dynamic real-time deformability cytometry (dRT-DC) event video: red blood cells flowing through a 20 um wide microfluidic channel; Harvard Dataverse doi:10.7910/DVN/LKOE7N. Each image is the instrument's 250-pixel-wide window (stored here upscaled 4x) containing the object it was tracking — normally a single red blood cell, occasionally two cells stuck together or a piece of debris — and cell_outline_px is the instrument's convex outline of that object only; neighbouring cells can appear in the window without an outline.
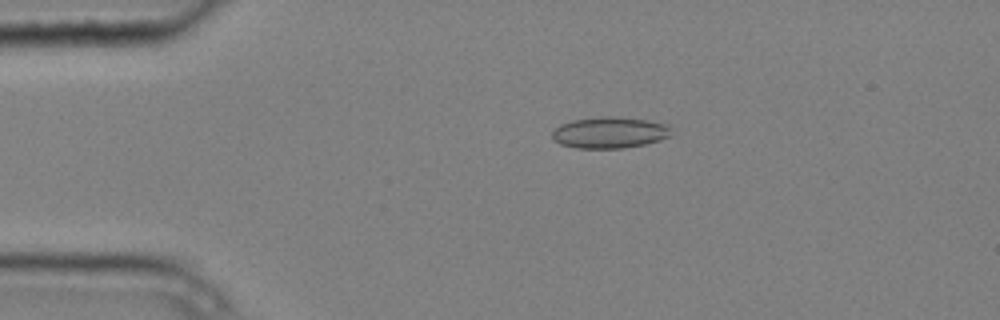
{"species": "common noctule bat (a hibernating species)", "species_latin": "Nyctalus noctula", "temperature_condition": "cold", "stored_images_in_passage": 6, "camera_frame_rate_fps": 3000, "um_per_image_px": 0.085, "animal": {"sex": "male", "body_mass_g": 20.4}, "frame": {"image": 1, "passage_image": 3, "time_ms": 0.667, "image_size_px": [1000, 320], "cell_outline_px": [[672, 136], [660, 140], [644, 144], [624, 148], [576, 148], [560, 144], [552, 140], [552, 132], [560, 124], [572, 120], [600, 116], [612, 116], [644, 120], [668, 124]], "centroid_in_image_um": [51.8, 11.27], "position_along_channel_um": 33.2, "area_um2": 21.79}}
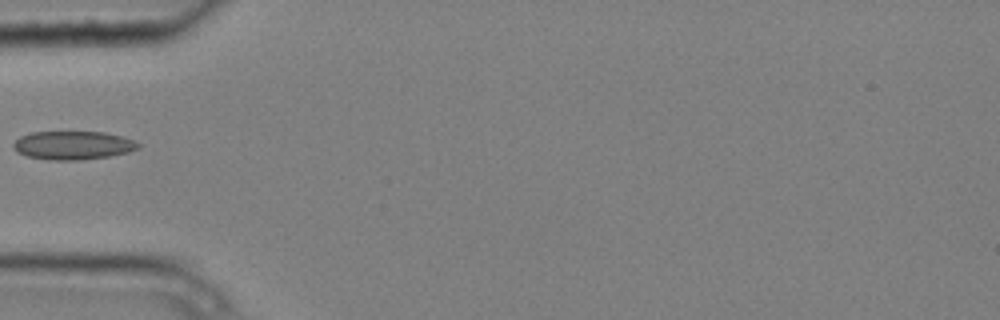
{"frame": {"image": 2, "passage_image": 5, "time_ms": 1.333, "image_size_px": [1000, 320], "cell_outline_px": [[140, 148], [128, 152], [108, 156], [80, 160], [48, 160], [28, 156], [16, 152], [12, 148], [12, 144], [20, 136], [32, 132], [104, 132], [120, 136], [132, 140], [140, 144]], "centroid_in_image_um": [6.16, 12.35], "position_along_channel_um": 78.8, "area_um2": 20.69}}
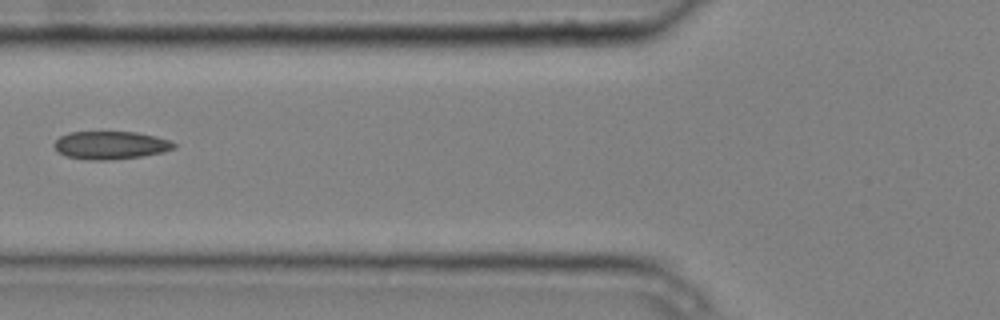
{"frame": {"image": 3, "passage_image": 6, "time_ms": 1.667, "image_size_px": [1000, 320], "cell_outline_px": [[176, 148], [164, 152], [140, 156], [104, 160], [88, 160], [64, 156], [52, 144], [60, 136], [68, 132], [136, 132], [156, 136], [168, 140], [176, 144]], "centroid_in_image_um": [9.39, 12.34], "position_along_channel_um": 116.4, "area_um2": 19.48}}